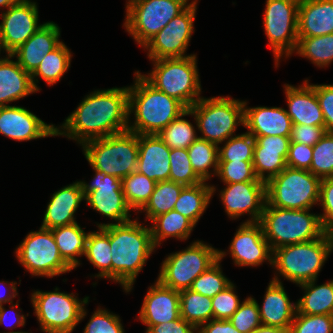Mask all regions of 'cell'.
Wrapping results in <instances>:
<instances>
[{"mask_svg":"<svg viewBox=\"0 0 333 333\" xmlns=\"http://www.w3.org/2000/svg\"><path fill=\"white\" fill-rule=\"evenodd\" d=\"M128 106L129 87L94 91L66 118L61 127L65 132L56 127V136L65 135L83 144L127 131Z\"/></svg>","mask_w":333,"mask_h":333,"instance_id":"1","label":"cell"},{"mask_svg":"<svg viewBox=\"0 0 333 333\" xmlns=\"http://www.w3.org/2000/svg\"><path fill=\"white\" fill-rule=\"evenodd\" d=\"M154 248L151 229L136 220L110 223L111 279L129 292Z\"/></svg>","mask_w":333,"mask_h":333,"instance_id":"2","label":"cell"},{"mask_svg":"<svg viewBox=\"0 0 333 333\" xmlns=\"http://www.w3.org/2000/svg\"><path fill=\"white\" fill-rule=\"evenodd\" d=\"M135 85L129 87V115L134 111L135 121L128 130L136 134H158L187 108L177 99L152 86L137 71Z\"/></svg>","mask_w":333,"mask_h":333,"instance_id":"3","label":"cell"},{"mask_svg":"<svg viewBox=\"0 0 333 333\" xmlns=\"http://www.w3.org/2000/svg\"><path fill=\"white\" fill-rule=\"evenodd\" d=\"M310 209H285L265 204L260 223L272 250L282 246L305 243L322 237L320 216Z\"/></svg>","mask_w":333,"mask_h":333,"instance_id":"4","label":"cell"},{"mask_svg":"<svg viewBox=\"0 0 333 333\" xmlns=\"http://www.w3.org/2000/svg\"><path fill=\"white\" fill-rule=\"evenodd\" d=\"M333 250V234L273 250L272 265L286 279L297 285L316 280L325 260Z\"/></svg>","mask_w":333,"mask_h":333,"instance_id":"5","label":"cell"},{"mask_svg":"<svg viewBox=\"0 0 333 333\" xmlns=\"http://www.w3.org/2000/svg\"><path fill=\"white\" fill-rule=\"evenodd\" d=\"M84 155L93 169L125 178L137 169L138 134L129 130L92 139L82 144Z\"/></svg>","mask_w":333,"mask_h":333,"instance_id":"6","label":"cell"},{"mask_svg":"<svg viewBox=\"0 0 333 333\" xmlns=\"http://www.w3.org/2000/svg\"><path fill=\"white\" fill-rule=\"evenodd\" d=\"M152 61H154L152 72L148 76L143 75L152 86L177 99L187 109L201 98L196 55Z\"/></svg>","mask_w":333,"mask_h":333,"instance_id":"7","label":"cell"},{"mask_svg":"<svg viewBox=\"0 0 333 333\" xmlns=\"http://www.w3.org/2000/svg\"><path fill=\"white\" fill-rule=\"evenodd\" d=\"M203 136L215 144L233 137L238 124L244 125V101L227 97L200 98L189 109Z\"/></svg>","mask_w":333,"mask_h":333,"instance_id":"8","label":"cell"},{"mask_svg":"<svg viewBox=\"0 0 333 333\" xmlns=\"http://www.w3.org/2000/svg\"><path fill=\"white\" fill-rule=\"evenodd\" d=\"M321 179L309 170L286 167L266 182L270 206L285 209H311L319 202Z\"/></svg>","mask_w":333,"mask_h":333,"instance_id":"9","label":"cell"},{"mask_svg":"<svg viewBox=\"0 0 333 333\" xmlns=\"http://www.w3.org/2000/svg\"><path fill=\"white\" fill-rule=\"evenodd\" d=\"M36 291L32 294V303L35 315L46 333H71L75 326L82 320L86 311L84 304L89 297L81 302L73 294L58 292Z\"/></svg>","mask_w":333,"mask_h":333,"instance_id":"10","label":"cell"},{"mask_svg":"<svg viewBox=\"0 0 333 333\" xmlns=\"http://www.w3.org/2000/svg\"><path fill=\"white\" fill-rule=\"evenodd\" d=\"M218 251L201 241L169 255L162 263L158 281L177 291L189 289L192 282L218 260Z\"/></svg>","mask_w":333,"mask_h":333,"instance_id":"11","label":"cell"},{"mask_svg":"<svg viewBox=\"0 0 333 333\" xmlns=\"http://www.w3.org/2000/svg\"><path fill=\"white\" fill-rule=\"evenodd\" d=\"M188 0H133L126 5L124 26L144 46L187 6Z\"/></svg>","mask_w":333,"mask_h":333,"instance_id":"12","label":"cell"},{"mask_svg":"<svg viewBox=\"0 0 333 333\" xmlns=\"http://www.w3.org/2000/svg\"><path fill=\"white\" fill-rule=\"evenodd\" d=\"M300 0H266L264 29L269 47L275 55L276 66L285 52H295L298 43V6Z\"/></svg>","mask_w":333,"mask_h":333,"instance_id":"13","label":"cell"},{"mask_svg":"<svg viewBox=\"0 0 333 333\" xmlns=\"http://www.w3.org/2000/svg\"><path fill=\"white\" fill-rule=\"evenodd\" d=\"M16 257L32 274L53 277L71 271L63 260L50 229L30 232L17 247Z\"/></svg>","mask_w":333,"mask_h":333,"instance_id":"14","label":"cell"},{"mask_svg":"<svg viewBox=\"0 0 333 333\" xmlns=\"http://www.w3.org/2000/svg\"><path fill=\"white\" fill-rule=\"evenodd\" d=\"M196 4V0L190 3L143 46L149 49L150 60L188 57L184 53L194 32Z\"/></svg>","mask_w":333,"mask_h":333,"instance_id":"15","label":"cell"},{"mask_svg":"<svg viewBox=\"0 0 333 333\" xmlns=\"http://www.w3.org/2000/svg\"><path fill=\"white\" fill-rule=\"evenodd\" d=\"M95 177L89 185L80 181L86 202L96 211L115 221L117 224L131 221L129 210H132L124 197L122 179L107 175L94 169Z\"/></svg>","mask_w":333,"mask_h":333,"instance_id":"16","label":"cell"},{"mask_svg":"<svg viewBox=\"0 0 333 333\" xmlns=\"http://www.w3.org/2000/svg\"><path fill=\"white\" fill-rule=\"evenodd\" d=\"M0 45L7 54H12L25 43L41 26L38 25V8L35 2L24 0L10 6L0 15Z\"/></svg>","mask_w":333,"mask_h":333,"instance_id":"17","label":"cell"},{"mask_svg":"<svg viewBox=\"0 0 333 333\" xmlns=\"http://www.w3.org/2000/svg\"><path fill=\"white\" fill-rule=\"evenodd\" d=\"M221 190V200L228 216L237 218L244 213H250L251 220L259 222L267 202L265 182H241L226 184Z\"/></svg>","mask_w":333,"mask_h":333,"instance_id":"18","label":"cell"},{"mask_svg":"<svg viewBox=\"0 0 333 333\" xmlns=\"http://www.w3.org/2000/svg\"><path fill=\"white\" fill-rule=\"evenodd\" d=\"M229 249L234 263L238 266L262 265L264 260L272 264L273 250L264 237L260 222L241 224Z\"/></svg>","mask_w":333,"mask_h":333,"instance_id":"19","label":"cell"},{"mask_svg":"<svg viewBox=\"0 0 333 333\" xmlns=\"http://www.w3.org/2000/svg\"><path fill=\"white\" fill-rule=\"evenodd\" d=\"M0 133L17 141L56 136V127L48 125L20 106L0 107Z\"/></svg>","mask_w":333,"mask_h":333,"instance_id":"20","label":"cell"},{"mask_svg":"<svg viewBox=\"0 0 333 333\" xmlns=\"http://www.w3.org/2000/svg\"><path fill=\"white\" fill-rule=\"evenodd\" d=\"M139 313L147 330L152 325L171 322L180 317V291L162 285L158 280L149 287Z\"/></svg>","mask_w":333,"mask_h":333,"instance_id":"21","label":"cell"},{"mask_svg":"<svg viewBox=\"0 0 333 333\" xmlns=\"http://www.w3.org/2000/svg\"><path fill=\"white\" fill-rule=\"evenodd\" d=\"M138 148L136 171L155 182L169 180L171 149L166 143L156 134H139Z\"/></svg>","mask_w":333,"mask_h":333,"instance_id":"22","label":"cell"},{"mask_svg":"<svg viewBox=\"0 0 333 333\" xmlns=\"http://www.w3.org/2000/svg\"><path fill=\"white\" fill-rule=\"evenodd\" d=\"M290 142V137L284 136L256 138L252 163L259 180L266 183L287 167L286 158ZM265 172H267L266 176Z\"/></svg>","mask_w":333,"mask_h":333,"instance_id":"23","label":"cell"},{"mask_svg":"<svg viewBox=\"0 0 333 333\" xmlns=\"http://www.w3.org/2000/svg\"><path fill=\"white\" fill-rule=\"evenodd\" d=\"M60 28L54 22L41 24L38 30L11 55L17 57L18 64L32 74L44 59V55L54 50L59 41Z\"/></svg>","mask_w":333,"mask_h":333,"instance_id":"24","label":"cell"},{"mask_svg":"<svg viewBox=\"0 0 333 333\" xmlns=\"http://www.w3.org/2000/svg\"><path fill=\"white\" fill-rule=\"evenodd\" d=\"M244 101V127L255 139L259 136L290 137L292 120L286 110L280 107L246 108Z\"/></svg>","mask_w":333,"mask_h":333,"instance_id":"25","label":"cell"},{"mask_svg":"<svg viewBox=\"0 0 333 333\" xmlns=\"http://www.w3.org/2000/svg\"><path fill=\"white\" fill-rule=\"evenodd\" d=\"M303 86L285 85V92L289 110H286L293 124H304L325 127L322 110L320 108L314 85L304 81Z\"/></svg>","mask_w":333,"mask_h":333,"instance_id":"26","label":"cell"},{"mask_svg":"<svg viewBox=\"0 0 333 333\" xmlns=\"http://www.w3.org/2000/svg\"><path fill=\"white\" fill-rule=\"evenodd\" d=\"M297 312V304H292L284 287L277 277L270 281L260 308L262 325L290 329Z\"/></svg>","mask_w":333,"mask_h":333,"instance_id":"27","label":"cell"},{"mask_svg":"<svg viewBox=\"0 0 333 333\" xmlns=\"http://www.w3.org/2000/svg\"><path fill=\"white\" fill-rule=\"evenodd\" d=\"M82 200H85V196L80 181L55 192L47 205L41 227L53 229L76 223L74 213Z\"/></svg>","mask_w":333,"mask_h":333,"instance_id":"28","label":"cell"},{"mask_svg":"<svg viewBox=\"0 0 333 333\" xmlns=\"http://www.w3.org/2000/svg\"><path fill=\"white\" fill-rule=\"evenodd\" d=\"M298 37L333 34V0H300Z\"/></svg>","mask_w":333,"mask_h":333,"instance_id":"29","label":"cell"},{"mask_svg":"<svg viewBox=\"0 0 333 333\" xmlns=\"http://www.w3.org/2000/svg\"><path fill=\"white\" fill-rule=\"evenodd\" d=\"M13 56L0 58V107L37 92L33 86L31 74L26 72Z\"/></svg>","mask_w":333,"mask_h":333,"instance_id":"30","label":"cell"},{"mask_svg":"<svg viewBox=\"0 0 333 333\" xmlns=\"http://www.w3.org/2000/svg\"><path fill=\"white\" fill-rule=\"evenodd\" d=\"M50 230L52 231L63 260L72 269L80 265L76 257L85 254L86 241L89 233H85L77 222L67 226L55 227Z\"/></svg>","mask_w":333,"mask_h":333,"instance_id":"31","label":"cell"},{"mask_svg":"<svg viewBox=\"0 0 333 333\" xmlns=\"http://www.w3.org/2000/svg\"><path fill=\"white\" fill-rule=\"evenodd\" d=\"M315 281L300 284L305 295L297 301V312L305 315H333V280L315 286Z\"/></svg>","mask_w":333,"mask_h":333,"instance_id":"32","label":"cell"},{"mask_svg":"<svg viewBox=\"0 0 333 333\" xmlns=\"http://www.w3.org/2000/svg\"><path fill=\"white\" fill-rule=\"evenodd\" d=\"M214 191V186L207 185L205 181L194 186H185L173 210L181 213L196 225L207 208Z\"/></svg>","mask_w":333,"mask_h":333,"instance_id":"33","label":"cell"},{"mask_svg":"<svg viewBox=\"0 0 333 333\" xmlns=\"http://www.w3.org/2000/svg\"><path fill=\"white\" fill-rule=\"evenodd\" d=\"M99 231L89 232L84 256L97 267V277L111 279L110 224H99Z\"/></svg>","mask_w":333,"mask_h":333,"instance_id":"34","label":"cell"},{"mask_svg":"<svg viewBox=\"0 0 333 333\" xmlns=\"http://www.w3.org/2000/svg\"><path fill=\"white\" fill-rule=\"evenodd\" d=\"M152 223L154 225L150 229L155 247L160 246V241L168 237L187 239L195 226L188 218L175 210L155 217Z\"/></svg>","mask_w":333,"mask_h":333,"instance_id":"35","label":"cell"},{"mask_svg":"<svg viewBox=\"0 0 333 333\" xmlns=\"http://www.w3.org/2000/svg\"><path fill=\"white\" fill-rule=\"evenodd\" d=\"M71 53L67 46L61 41V43L51 52L44 55V59L41 61L36 70L31 74L33 86L36 91L39 90L35 82V77L40 76L48 85H53L70 67Z\"/></svg>","mask_w":333,"mask_h":333,"instance_id":"36","label":"cell"},{"mask_svg":"<svg viewBox=\"0 0 333 333\" xmlns=\"http://www.w3.org/2000/svg\"><path fill=\"white\" fill-rule=\"evenodd\" d=\"M180 317L198 330L213 318L211 298L191 289L180 291Z\"/></svg>","mask_w":333,"mask_h":333,"instance_id":"37","label":"cell"},{"mask_svg":"<svg viewBox=\"0 0 333 333\" xmlns=\"http://www.w3.org/2000/svg\"><path fill=\"white\" fill-rule=\"evenodd\" d=\"M218 149L217 144L199 137L187 148L192 169L202 181H207L211 177L209 170L212 166L214 174L217 173Z\"/></svg>","mask_w":333,"mask_h":333,"instance_id":"38","label":"cell"},{"mask_svg":"<svg viewBox=\"0 0 333 333\" xmlns=\"http://www.w3.org/2000/svg\"><path fill=\"white\" fill-rule=\"evenodd\" d=\"M184 187L170 180L157 182L149 201L141 209L146 211V218L152 221L155 217L173 210Z\"/></svg>","mask_w":333,"mask_h":333,"instance_id":"39","label":"cell"},{"mask_svg":"<svg viewBox=\"0 0 333 333\" xmlns=\"http://www.w3.org/2000/svg\"><path fill=\"white\" fill-rule=\"evenodd\" d=\"M296 53L308 58L318 67L333 61V34L316 37H298Z\"/></svg>","mask_w":333,"mask_h":333,"instance_id":"40","label":"cell"},{"mask_svg":"<svg viewBox=\"0 0 333 333\" xmlns=\"http://www.w3.org/2000/svg\"><path fill=\"white\" fill-rule=\"evenodd\" d=\"M157 182L136 172L122 179L125 200L131 209L139 210L149 201Z\"/></svg>","mask_w":333,"mask_h":333,"instance_id":"41","label":"cell"},{"mask_svg":"<svg viewBox=\"0 0 333 333\" xmlns=\"http://www.w3.org/2000/svg\"><path fill=\"white\" fill-rule=\"evenodd\" d=\"M186 115H189L188 109L156 134L170 149H187L198 138L194 126L182 118Z\"/></svg>","mask_w":333,"mask_h":333,"instance_id":"42","label":"cell"},{"mask_svg":"<svg viewBox=\"0 0 333 333\" xmlns=\"http://www.w3.org/2000/svg\"><path fill=\"white\" fill-rule=\"evenodd\" d=\"M225 252L218 251V260L211 265L206 271L200 274L193 282L189 289L198 292L209 298H213L219 292H222L230 282L222 273L220 261Z\"/></svg>","mask_w":333,"mask_h":333,"instance_id":"43","label":"cell"},{"mask_svg":"<svg viewBox=\"0 0 333 333\" xmlns=\"http://www.w3.org/2000/svg\"><path fill=\"white\" fill-rule=\"evenodd\" d=\"M256 139L247 133L230 137L222 149L219 147V162H253Z\"/></svg>","mask_w":333,"mask_h":333,"instance_id":"44","label":"cell"},{"mask_svg":"<svg viewBox=\"0 0 333 333\" xmlns=\"http://www.w3.org/2000/svg\"><path fill=\"white\" fill-rule=\"evenodd\" d=\"M309 171L320 179L333 177V133L327 132L314 146Z\"/></svg>","mask_w":333,"mask_h":333,"instance_id":"45","label":"cell"},{"mask_svg":"<svg viewBox=\"0 0 333 333\" xmlns=\"http://www.w3.org/2000/svg\"><path fill=\"white\" fill-rule=\"evenodd\" d=\"M169 180L184 186H194L203 182L194 172L187 149H171Z\"/></svg>","mask_w":333,"mask_h":333,"instance_id":"46","label":"cell"},{"mask_svg":"<svg viewBox=\"0 0 333 333\" xmlns=\"http://www.w3.org/2000/svg\"><path fill=\"white\" fill-rule=\"evenodd\" d=\"M215 175L219 176L225 184L263 182L256 176L252 162H219Z\"/></svg>","mask_w":333,"mask_h":333,"instance_id":"47","label":"cell"},{"mask_svg":"<svg viewBox=\"0 0 333 333\" xmlns=\"http://www.w3.org/2000/svg\"><path fill=\"white\" fill-rule=\"evenodd\" d=\"M228 320L240 333H250L262 325L259 304L252 297L246 298Z\"/></svg>","mask_w":333,"mask_h":333,"instance_id":"48","label":"cell"},{"mask_svg":"<svg viewBox=\"0 0 333 333\" xmlns=\"http://www.w3.org/2000/svg\"><path fill=\"white\" fill-rule=\"evenodd\" d=\"M333 315H305L296 313L289 333H332Z\"/></svg>","mask_w":333,"mask_h":333,"instance_id":"49","label":"cell"},{"mask_svg":"<svg viewBox=\"0 0 333 333\" xmlns=\"http://www.w3.org/2000/svg\"><path fill=\"white\" fill-rule=\"evenodd\" d=\"M234 288V284L231 283L222 292L211 298L213 319L227 320L239 308L240 300L235 294Z\"/></svg>","mask_w":333,"mask_h":333,"instance_id":"50","label":"cell"},{"mask_svg":"<svg viewBox=\"0 0 333 333\" xmlns=\"http://www.w3.org/2000/svg\"><path fill=\"white\" fill-rule=\"evenodd\" d=\"M83 333H124V329L117 315L98 308Z\"/></svg>","mask_w":333,"mask_h":333,"instance_id":"51","label":"cell"},{"mask_svg":"<svg viewBox=\"0 0 333 333\" xmlns=\"http://www.w3.org/2000/svg\"><path fill=\"white\" fill-rule=\"evenodd\" d=\"M319 202L324 210L320 220L324 230L333 234V177L321 179Z\"/></svg>","mask_w":333,"mask_h":333,"instance_id":"52","label":"cell"},{"mask_svg":"<svg viewBox=\"0 0 333 333\" xmlns=\"http://www.w3.org/2000/svg\"><path fill=\"white\" fill-rule=\"evenodd\" d=\"M313 147L300 143H290L286 166L295 169L309 170L312 164Z\"/></svg>","mask_w":333,"mask_h":333,"instance_id":"53","label":"cell"},{"mask_svg":"<svg viewBox=\"0 0 333 333\" xmlns=\"http://www.w3.org/2000/svg\"><path fill=\"white\" fill-rule=\"evenodd\" d=\"M326 133L325 127L293 124L290 143H300L313 147Z\"/></svg>","mask_w":333,"mask_h":333,"instance_id":"54","label":"cell"},{"mask_svg":"<svg viewBox=\"0 0 333 333\" xmlns=\"http://www.w3.org/2000/svg\"><path fill=\"white\" fill-rule=\"evenodd\" d=\"M314 90L322 110L325 129L333 133V85H314Z\"/></svg>","mask_w":333,"mask_h":333,"instance_id":"55","label":"cell"},{"mask_svg":"<svg viewBox=\"0 0 333 333\" xmlns=\"http://www.w3.org/2000/svg\"><path fill=\"white\" fill-rule=\"evenodd\" d=\"M195 330L192 324L179 317L171 322L152 325L146 333H194Z\"/></svg>","mask_w":333,"mask_h":333,"instance_id":"56","label":"cell"},{"mask_svg":"<svg viewBox=\"0 0 333 333\" xmlns=\"http://www.w3.org/2000/svg\"><path fill=\"white\" fill-rule=\"evenodd\" d=\"M201 327L197 330V333H240L228 319H211Z\"/></svg>","mask_w":333,"mask_h":333,"instance_id":"57","label":"cell"},{"mask_svg":"<svg viewBox=\"0 0 333 333\" xmlns=\"http://www.w3.org/2000/svg\"><path fill=\"white\" fill-rule=\"evenodd\" d=\"M250 333H289V329H283L280 327L261 325Z\"/></svg>","mask_w":333,"mask_h":333,"instance_id":"58","label":"cell"},{"mask_svg":"<svg viewBox=\"0 0 333 333\" xmlns=\"http://www.w3.org/2000/svg\"><path fill=\"white\" fill-rule=\"evenodd\" d=\"M6 315H7L6 309L3 307V305H0V325H2L5 322ZM15 315H16V317H15L16 323L12 326H15V327H16V325L25 326V316L19 315L17 313H15Z\"/></svg>","mask_w":333,"mask_h":333,"instance_id":"59","label":"cell"},{"mask_svg":"<svg viewBox=\"0 0 333 333\" xmlns=\"http://www.w3.org/2000/svg\"><path fill=\"white\" fill-rule=\"evenodd\" d=\"M10 287H9V293L6 296L0 295V305H3L6 302H10L13 303V301H11L13 298H15V296H17V288L15 287V285L17 284L16 282H11L10 283ZM12 290V291H11ZM12 292V293H11Z\"/></svg>","mask_w":333,"mask_h":333,"instance_id":"60","label":"cell"},{"mask_svg":"<svg viewBox=\"0 0 333 333\" xmlns=\"http://www.w3.org/2000/svg\"><path fill=\"white\" fill-rule=\"evenodd\" d=\"M22 1L24 0H0V7L3 6L9 8L10 6L20 3Z\"/></svg>","mask_w":333,"mask_h":333,"instance_id":"61","label":"cell"},{"mask_svg":"<svg viewBox=\"0 0 333 333\" xmlns=\"http://www.w3.org/2000/svg\"><path fill=\"white\" fill-rule=\"evenodd\" d=\"M7 333H26V332H19V331H17V332H7Z\"/></svg>","mask_w":333,"mask_h":333,"instance_id":"62","label":"cell"}]
</instances>
